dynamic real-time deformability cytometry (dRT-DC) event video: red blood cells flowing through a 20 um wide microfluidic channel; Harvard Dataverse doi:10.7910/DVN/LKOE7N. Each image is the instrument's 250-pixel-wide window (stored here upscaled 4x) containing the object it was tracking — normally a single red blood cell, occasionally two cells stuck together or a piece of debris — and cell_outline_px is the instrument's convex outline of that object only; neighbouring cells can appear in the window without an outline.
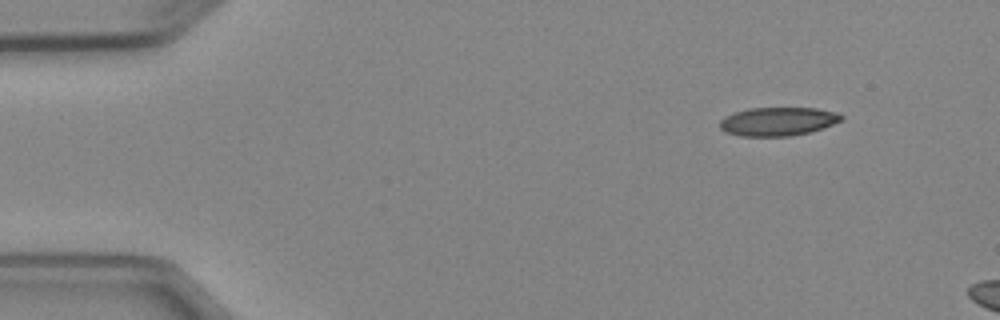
{"species": "Egyptian fruit bat (a non-hibernating species)", "species_latin": "Rousettus aegyptiacus", "temperature_condition": "cold", "stored_images_in_passage": 3, "camera_frame_rate_fps": 3000, "um_per_image_px": 0.085, "animal": {"sex": "female"}, "frame": {"image": 1, "passage_image": 1, "time_ms": 0.0, "image_size_px": [1000, 320], "cell_outline_px": [[844, 120], [824, 128], [808, 132], [788, 136], [740, 136], [724, 132], [720, 128], [720, 120], [724, 116], [748, 108], [816, 108], [836, 112], [844, 116]], "centroid_in_image_um": [66.13, 10.32], "position_along_channel_um": 18.9, "area_um2": 20.35}}